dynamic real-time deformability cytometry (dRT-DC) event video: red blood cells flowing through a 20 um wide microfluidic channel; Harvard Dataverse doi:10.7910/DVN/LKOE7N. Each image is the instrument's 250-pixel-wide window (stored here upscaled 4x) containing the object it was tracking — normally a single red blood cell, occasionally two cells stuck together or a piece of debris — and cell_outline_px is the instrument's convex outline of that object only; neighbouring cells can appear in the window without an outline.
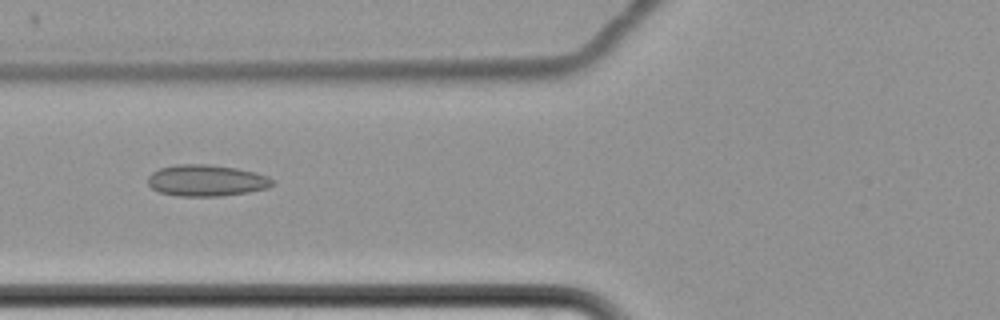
{"species": "common noctule bat (a hibernating species)", "species_latin": "Nyctalus noctula", "temperature_condition": "cold", "stored_images_in_passage": 8, "camera_frame_rate_fps": 3000, "um_per_image_px": 0.085, "animal": {"sex": "female", "body_mass_g": 22.7, "forearm_length_mm": 54.2}, "frame": {"image": 1, "passage_image": 8, "time_ms": 8.667, "image_size_px": [1000, 320], "cell_outline_px": [[276, 184], [268, 188], [248, 192], [220, 196], [176, 196], [160, 192], [152, 188], [148, 184], [148, 176], [152, 172], [160, 168], [176, 164], [208, 164], [236, 168], [256, 172], [268, 176], [276, 180]], "centroid_in_image_um": [17.58, 15.34], "position_along_channel_um": 108.2, "area_um2": 23.06}}